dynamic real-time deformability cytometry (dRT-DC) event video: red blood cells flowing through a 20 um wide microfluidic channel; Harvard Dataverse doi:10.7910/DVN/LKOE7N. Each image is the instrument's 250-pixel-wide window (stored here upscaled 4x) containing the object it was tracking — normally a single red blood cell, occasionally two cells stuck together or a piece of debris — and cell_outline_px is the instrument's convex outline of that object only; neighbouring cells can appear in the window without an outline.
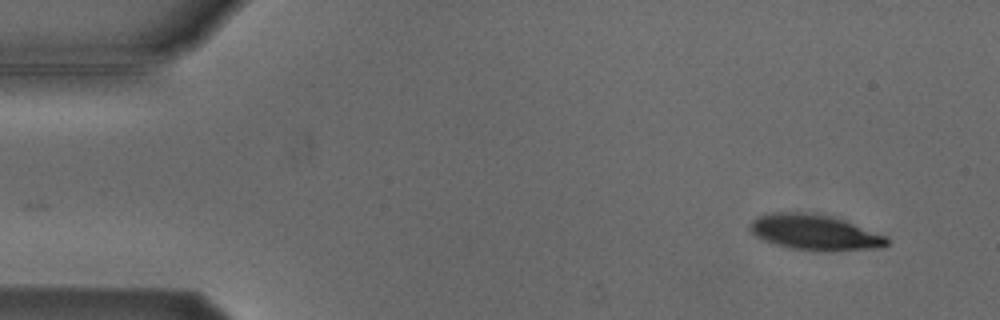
{"species": "Egyptian fruit bat (a non-hibernating species)", "species_latin": "Rousettus aegyptiacus", "temperature_condition": "cold", "stored_images_in_passage": 3, "camera_frame_rate_fps": 3000, "um_per_image_px": 0.085, "animal": {"sex": "male"}, "frame": {"image": 1, "passage_image": 3, "time_ms": 2.333, "image_size_px": [1000, 320], "cell_outline_px": [[888, 244], [880, 248], [828, 252], [820, 252], [792, 248], [776, 244], [764, 240], [756, 236], [748, 228], [748, 224], [756, 216], [776, 212], [804, 212], [832, 216], [844, 220], [888, 236]], "centroid_in_image_um": [69.27, 19.76], "position_along_channel_um": 15.7, "area_um2": 28.67}}